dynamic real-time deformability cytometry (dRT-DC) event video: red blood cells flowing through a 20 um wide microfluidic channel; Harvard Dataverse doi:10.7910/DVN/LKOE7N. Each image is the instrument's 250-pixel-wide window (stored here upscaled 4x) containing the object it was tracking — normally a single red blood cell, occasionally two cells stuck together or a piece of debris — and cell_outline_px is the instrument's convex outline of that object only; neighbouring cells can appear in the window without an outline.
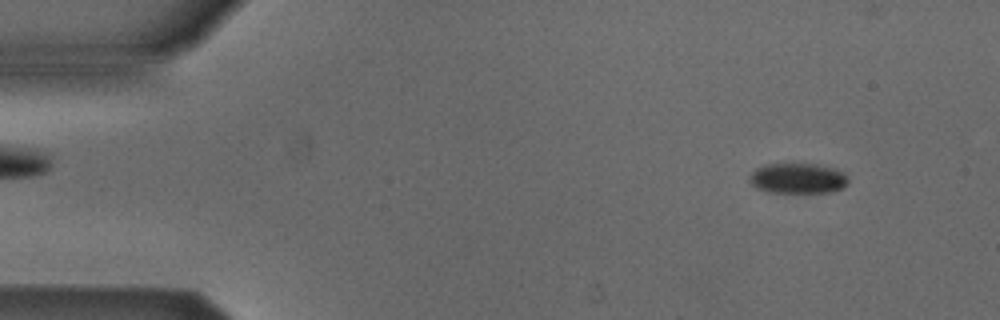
{"species": "Egyptian fruit bat (a non-hibernating species)", "species_latin": "Rousettus aegyptiacus", "temperature_condition": "cold", "stored_images_in_passage": 53, "camera_frame_rate_fps": 3000, "um_per_image_px": 0.085, "animal": {"sex": "male"}, "frame": {"image": 1, "passage_image": 5, "time_ms": 1.333, "image_size_px": [1000, 320], "cell_outline_px": [[848, 184], [832, 192], [764, 192], [756, 188], [748, 180], [748, 176], [756, 168], [764, 164], [816, 164], [832, 168], [840, 172], [848, 180]], "centroid_in_image_um": [67.73, 15.16], "position_along_channel_um": 17.3, "area_um2": 17.34}}
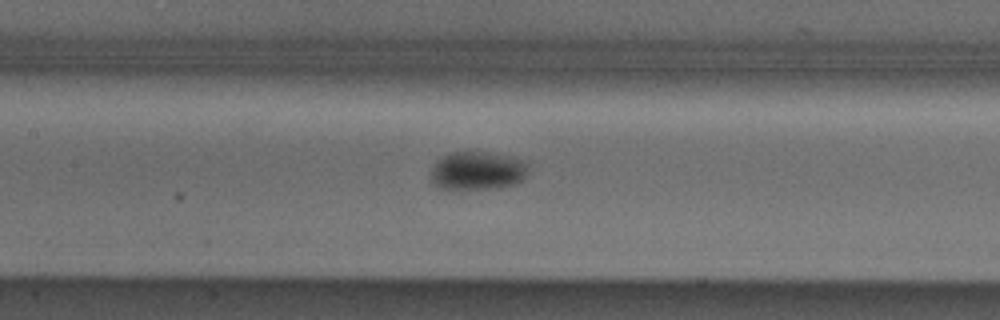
{"frame": {"image": 2, "passage_image": 24, "time_ms": 7.667, "image_size_px": [1000, 320], "cell_outline_px": [[528, 172], [516, 184], [492, 188], [460, 192], [440, 188], [428, 176], [436, 160], [440, 156], [448, 152], [488, 152], [528, 160]], "centroid_in_image_um": [40.54, 14.53], "position_along_channel_um": 166.9, "area_um2": 22.66}}
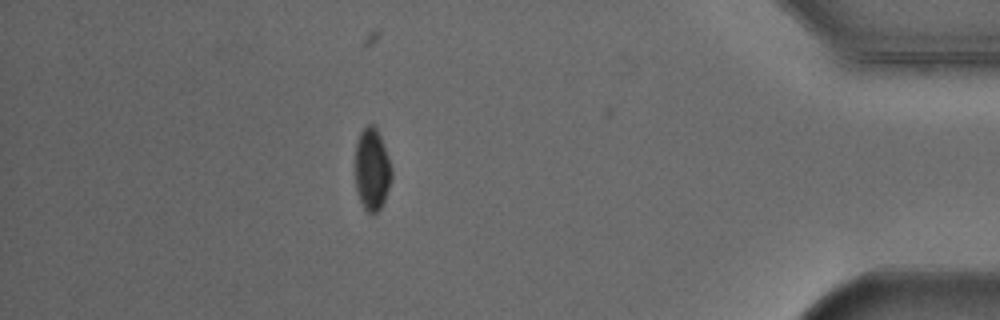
{"frame": {"image": 3, "passage_image": 46, "time_ms": 15.0, "image_size_px": [1000, 320], "cell_outline_px": [[392, 180], [384, 200], [380, 208], [372, 216], [364, 208], [360, 200], [356, 188], [356, 140], [360, 132], [368, 124], [372, 124], [376, 128], [380, 136], [388, 156], [392, 168]], "centroid_in_image_um": [31.63, 14.4], "position_along_channel_um": 403.6, "area_um2": 17.4}, "authors_computed_cell_mechanics": {"area_um2": 18.9584, "velocity_mm_per_s": 3.887, "shape_relaxation_time_tau1_ms": 1.5438, "shape_relaxation_time_tau2_ms": null, "deformation_change_tau1": 0.0545, "deformation_change_tau2": null}}